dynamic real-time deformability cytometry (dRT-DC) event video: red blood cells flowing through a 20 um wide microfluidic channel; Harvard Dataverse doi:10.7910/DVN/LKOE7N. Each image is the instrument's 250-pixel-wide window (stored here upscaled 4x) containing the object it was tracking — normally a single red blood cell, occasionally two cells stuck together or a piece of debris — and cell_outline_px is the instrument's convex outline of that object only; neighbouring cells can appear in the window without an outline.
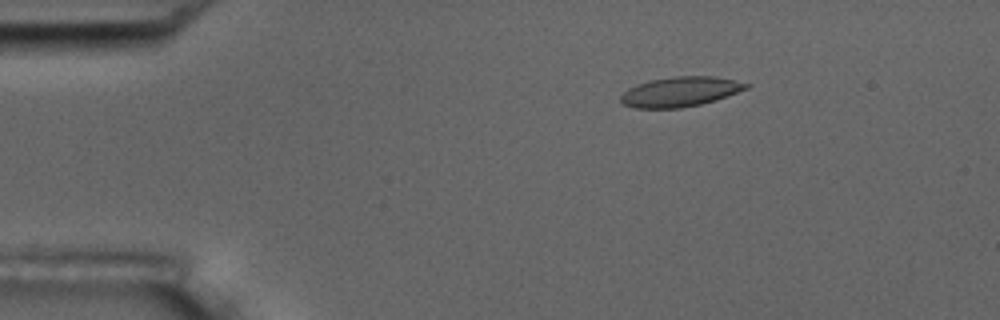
{"species": "common noctule bat (a hibernating species)", "species_latin": "Nyctalus noctula", "temperature_condition": "room temperature", "stored_images_in_passage": 4, "camera_frame_rate_fps": 3000, "um_per_image_px": 0.085, "animal": {"sex": "male", "body_mass_g": 17.5, "forearm_length_mm": 52.3}, "frame": {"image": 1, "passage_image": 3, "time_ms": 2.333, "image_size_px": [1000, 320], "cell_outline_px": [[752, 84], [748, 88], [716, 100], [700, 104], [680, 108], [636, 108], [624, 104], [620, 100], [620, 96], [628, 88], [636, 84], [652, 80], [676, 76], [712, 76], [736, 80]], "centroid_in_image_um": [57.83, 7.79], "position_along_channel_um": 27.2, "area_um2": 21.73}}